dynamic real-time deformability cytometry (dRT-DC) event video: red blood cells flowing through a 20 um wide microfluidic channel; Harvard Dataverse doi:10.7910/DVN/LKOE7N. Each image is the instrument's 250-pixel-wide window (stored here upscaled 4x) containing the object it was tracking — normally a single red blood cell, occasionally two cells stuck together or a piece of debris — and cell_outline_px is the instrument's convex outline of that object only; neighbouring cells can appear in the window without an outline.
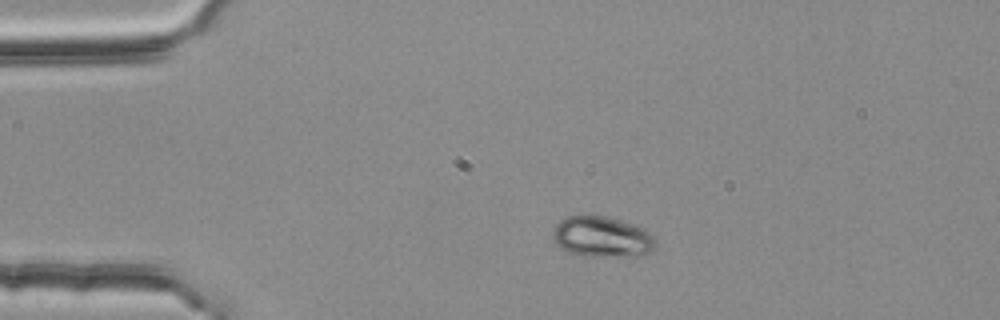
{"species": "common noctule bat (a hibernating species)", "species_latin": "Nyctalus noctula", "temperature_condition": "room temperature", "stored_images_in_passage": 1, "camera_frame_rate_fps": 3000, "um_per_image_px": 0.085, "animal": {"sex": "female", "body_mass_g": 25.1}, "frame": {"image": 1, "passage_image": 1, "time_ms": 0.0, "image_size_px": [1000, 320], "cell_outline_px": [[656, 244], [644, 256], [584, 256], [568, 252], [560, 248], [552, 240], [552, 232], [556, 224], [560, 220], [568, 216], [604, 216], [620, 220], [644, 228], [656, 240]], "centroid_in_image_um": [51.14, 20.15], "position_along_channel_um": 33.9, "area_um2": 24.45}}